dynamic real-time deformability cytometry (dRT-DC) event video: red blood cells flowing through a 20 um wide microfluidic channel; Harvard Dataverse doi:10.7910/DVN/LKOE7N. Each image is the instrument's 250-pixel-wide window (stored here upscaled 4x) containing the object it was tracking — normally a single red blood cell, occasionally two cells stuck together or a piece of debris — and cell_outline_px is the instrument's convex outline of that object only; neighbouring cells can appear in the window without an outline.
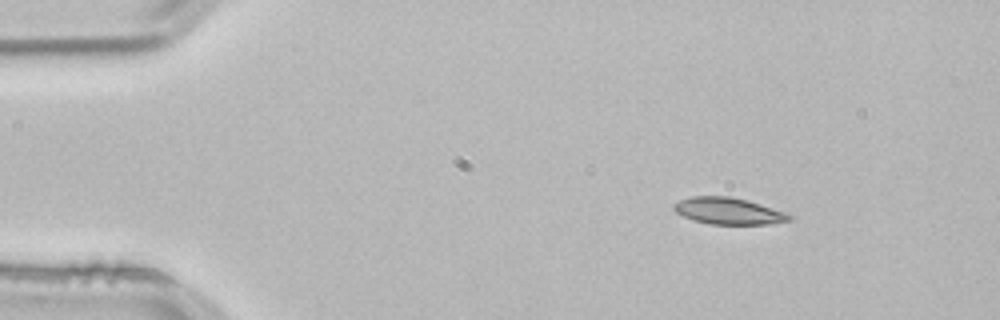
{"species": "common noctule bat (a hibernating species)", "species_latin": "Nyctalus noctula", "temperature_condition": "room temperature", "stored_images_in_passage": 47, "camera_frame_rate_fps": 3000, "um_per_image_px": 0.085, "animal": {"sex": "male", "body_mass_g": 21.5, "forearm_length_mm": 52.0}, "frame": {"image": 1, "passage_image": 1, "time_ms": 0.0, "image_size_px": [1000, 320], "cell_outline_px": [[792, 220], [768, 224], [708, 224], [684, 216], [676, 212], [672, 208], [672, 204], [680, 200], [692, 196], [728, 196], [748, 200], [788, 212], [792, 216]], "centroid_in_image_um": [61.95, 17.93], "position_along_channel_um": 23.0, "area_um2": 18.03}}
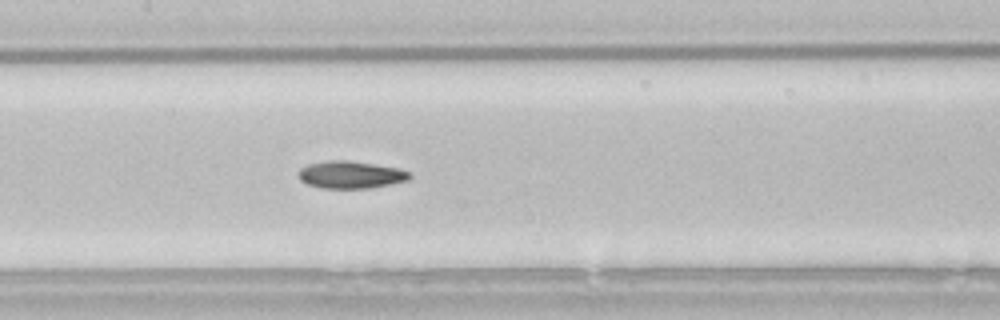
{"frame": {"image": 2, "passage_image": 19, "time_ms": 6.0, "image_size_px": [1000, 320], "cell_outline_px": [[412, 176], [408, 180], [392, 184], [372, 188], [320, 188], [308, 184], [300, 180], [296, 176], [300, 168], [308, 164], [324, 160], [348, 160], [396, 168], [408, 172]], "centroid_in_image_um": [29.75, 14.85], "position_along_channel_um": 177.6, "area_um2": 17.8}}
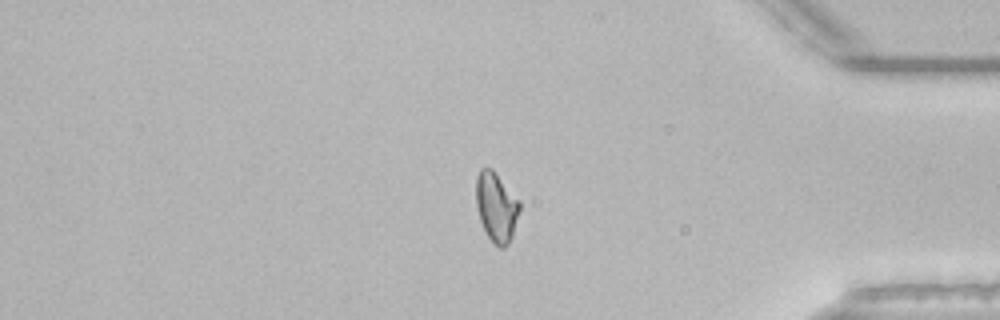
{"frame": {"image": 3, "passage_image": 38, "time_ms": 12.333, "image_size_px": [1000, 320], "cell_outline_px": [[520, 208], [512, 236], [508, 244], [504, 248], [500, 248], [488, 236], [480, 220], [476, 208], [476, 176], [480, 168], [492, 168], [520, 200]], "centroid_in_image_um": [42.18, 17.56], "position_along_channel_um": 393.0, "area_um2": 17.63}, "authors_computed_cell_mechanics": {"area_um2": 17.8024, "velocity_mm_per_s": 3.842, "shape_relaxation_time_tau1_ms": null, "shape_relaxation_time_tau2_ms": 4.4455, "deformation_change_tau1": null, "deformation_change_tau2": 0.1055}}